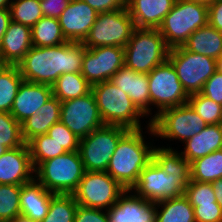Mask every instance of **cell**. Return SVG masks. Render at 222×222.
<instances>
[{"label":"cell","instance_id":"10","mask_svg":"<svg viewBox=\"0 0 222 222\" xmlns=\"http://www.w3.org/2000/svg\"><path fill=\"white\" fill-rule=\"evenodd\" d=\"M127 131L121 126L104 125L80 139L78 152L85 171H106L119 139Z\"/></svg>","mask_w":222,"mask_h":222},{"label":"cell","instance_id":"38","mask_svg":"<svg viewBox=\"0 0 222 222\" xmlns=\"http://www.w3.org/2000/svg\"><path fill=\"white\" fill-rule=\"evenodd\" d=\"M0 144L7 149L25 145L21 123L8 112H0Z\"/></svg>","mask_w":222,"mask_h":222},{"label":"cell","instance_id":"6","mask_svg":"<svg viewBox=\"0 0 222 222\" xmlns=\"http://www.w3.org/2000/svg\"><path fill=\"white\" fill-rule=\"evenodd\" d=\"M169 51L158 29L135 28L124 47V65L137 73L148 74L168 59Z\"/></svg>","mask_w":222,"mask_h":222},{"label":"cell","instance_id":"19","mask_svg":"<svg viewBox=\"0 0 222 222\" xmlns=\"http://www.w3.org/2000/svg\"><path fill=\"white\" fill-rule=\"evenodd\" d=\"M110 81L126 93L145 116L152 115L147 74L137 73L124 65L110 78Z\"/></svg>","mask_w":222,"mask_h":222},{"label":"cell","instance_id":"52","mask_svg":"<svg viewBox=\"0 0 222 222\" xmlns=\"http://www.w3.org/2000/svg\"><path fill=\"white\" fill-rule=\"evenodd\" d=\"M8 66V64L4 61L1 53H0V72L6 68Z\"/></svg>","mask_w":222,"mask_h":222},{"label":"cell","instance_id":"27","mask_svg":"<svg viewBox=\"0 0 222 222\" xmlns=\"http://www.w3.org/2000/svg\"><path fill=\"white\" fill-rule=\"evenodd\" d=\"M156 207V222H195L193 206L184 195L159 201Z\"/></svg>","mask_w":222,"mask_h":222},{"label":"cell","instance_id":"16","mask_svg":"<svg viewBox=\"0 0 222 222\" xmlns=\"http://www.w3.org/2000/svg\"><path fill=\"white\" fill-rule=\"evenodd\" d=\"M98 13L82 0H71L58 18L62 33L67 41L83 42Z\"/></svg>","mask_w":222,"mask_h":222},{"label":"cell","instance_id":"5","mask_svg":"<svg viewBox=\"0 0 222 222\" xmlns=\"http://www.w3.org/2000/svg\"><path fill=\"white\" fill-rule=\"evenodd\" d=\"M208 24V5L188 0H176L171 11L158 28L167 46H183L198 28Z\"/></svg>","mask_w":222,"mask_h":222},{"label":"cell","instance_id":"36","mask_svg":"<svg viewBox=\"0 0 222 222\" xmlns=\"http://www.w3.org/2000/svg\"><path fill=\"white\" fill-rule=\"evenodd\" d=\"M10 12L12 21L29 27H33L43 17L39 0H14Z\"/></svg>","mask_w":222,"mask_h":222},{"label":"cell","instance_id":"14","mask_svg":"<svg viewBox=\"0 0 222 222\" xmlns=\"http://www.w3.org/2000/svg\"><path fill=\"white\" fill-rule=\"evenodd\" d=\"M60 122L79 139L105 125L92 92L61 102Z\"/></svg>","mask_w":222,"mask_h":222},{"label":"cell","instance_id":"8","mask_svg":"<svg viewBox=\"0 0 222 222\" xmlns=\"http://www.w3.org/2000/svg\"><path fill=\"white\" fill-rule=\"evenodd\" d=\"M191 181V176L167 175L152 159L140 173L131 191L143 199L159 202L168 198L181 197Z\"/></svg>","mask_w":222,"mask_h":222},{"label":"cell","instance_id":"7","mask_svg":"<svg viewBox=\"0 0 222 222\" xmlns=\"http://www.w3.org/2000/svg\"><path fill=\"white\" fill-rule=\"evenodd\" d=\"M207 123L194 111L189 103L162 110L147 124L148 133L167 140L184 143L199 134Z\"/></svg>","mask_w":222,"mask_h":222},{"label":"cell","instance_id":"48","mask_svg":"<svg viewBox=\"0 0 222 222\" xmlns=\"http://www.w3.org/2000/svg\"><path fill=\"white\" fill-rule=\"evenodd\" d=\"M211 186L214 191L216 201L222 208V178L211 182Z\"/></svg>","mask_w":222,"mask_h":222},{"label":"cell","instance_id":"1","mask_svg":"<svg viewBox=\"0 0 222 222\" xmlns=\"http://www.w3.org/2000/svg\"><path fill=\"white\" fill-rule=\"evenodd\" d=\"M82 42L36 47L33 46L17 64L24 81L51 85L63 73L81 72L85 52Z\"/></svg>","mask_w":222,"mask_h":222},{"label":"cell","instance_id":"22","mask_svg":"<svg viewBox=\"0 0 222 222\" xmlns=\"http://www.w3.org/2000/svg\"><path fill=\"white\" fill-rule=\"evenodd\" d=\"M32 47L31 27L11 21L0 44L4 61L17 65Z\"/></svg>","mask_w":222,"mask_h":222},{"label":"cell","instance_id":"30","mask_svg":"<svg viewBox=\"0 0 222 222\" xmlns=\"http://www.w3.org/2000/svg\"><path fill=\"white\" fill-rule=\"evenodd\" d=\"M191 181L211 183L222 178V149L190 163Z\"/></svg>","mask_w":222,"mask_h":222},{"label":"cell","instance_id":"33","mask_svg":"<svg viewBox=\"0 0 222 222\" xmlns=\"http://www.w3.org/2000/svg\"><path fill=\"white\" fill-rule=\"evenodd\" d=\"M77 207L73 194H53L48 213L40 222H74Z\"/></svg>","mask_w":222,"mask_h":222},{"label":"cell","instance_id":"31","mask_svg":"<svg viewBox=\"0 0 222 222\" xmlns=\"http://www.w3.org/2000/svg\"><path fill=\"white\" fill-rule=\"evenodd\" d=\"M23 81L17 65H8L0 72V112L10 113Z\"/></svg>","mask_w":222,"mask_h":222},{"label":"cell","instance_id":"41","mask_svg":"<svg viewBox=\"0 0 222 222\" xmlns=\"http://www.w3.org/2000/svg\"><path fill=\"white\" fill-rule=\"evenodd\" d=\"M195 222H222V208L218 203L192 205Z\"/></svg>","mask_w":222,"mask_h":222},{"label":"cell","instance_id":"23","mask_svg":"<svg viewBox=\"0 0 222 222\" xmlns=\"http://www.w3.org/2000/svg\"><path fill=\"white\" fill-rule=\"evenodd\" d=\"M53 193L46 190L35 178L21 185V215L40 222L47 215Z\"/></svg>","mask_w":222,"mask_h":222},{"label":"cell","instance_id":"35","mask_svg":"<svg viewBox=\"0 0 222 222\" xmlns=\"http://www.w3.org/2000/svg\"><path fill=\"white\" fill-rule=\"evenodd\" d=\"M21 185L0 184V222H10L21 215Z\"/></svg>","mask_w":222,"mask_h":222},{"label":"cell","instance_id":"2","mask_svg":"<svg viewBox=\"0 0 222 222\" xmlns=\"http://www.w3.org/2000/svg\"><path fill=\"white\" fill-rule=\"evenodd\" d=\"M142 132V129L128 130L119 139L106 170L125 190H131L153 159L155 146L144 140Z\"/></svg>","mask_w":222,"mask_h":222},{"label":"cell","instance_id":"32","mask_svg":"<svg viewBox=\"0 0 222 222\" xmlns=\"http://www.w3.org/2000/svg\"><path fill=\"white\" fill-rule=\"evenodd\" d=\"M153 159L161 166L167 175L191 176L190 162L172 147H155Z\"/></svg>","mask_w":222,"mask_h":222},{"label":"cell","instance_id":"4","mask_svg":"<svg viewBox=\"0 0 222 222\" xmlns=\"http://www.w3.org/2000/svg\"><path fill=\"white\" fill-rule=\"evenodd\" d=\"M85 173L78 151L41 162L34 170V178L53 194H73Z\"/></svg>","mask_w":222,"mask_h":222},{"label":"cell","instance_id":"51","mask_svg":"<svg viewBox=\"0 0 222 222\" xmlns=\"http://www.w3.org/2000/svg\"><path fill=\"white\" fill-rule=\"evenodd\" d=\"M216 71L222 73V55L218 59H216Z\"/></svg>","mask_w":222,"mask_h":222},{"label":"cell","instance_id":"34","mask_svg":"<svg viewBox=\"0 0 222 222\" xmlns=\"http://www.w3.org/2000/svg\"><path fill=\"white\" fill-rule=\"evenodd\" d=\"M30 151L31 161L34 169L46 160L67 153L57 142L47 134L38 135L27 143Z\"/></svg>","mask_w":222,"mask_h":222},{"label":"cell","instance_id":"39","mask_svg":"<svg viewBox=\"0 0 222 222\" xmlns=\"http://www.w3.org/2000/svg\"><path fill=\"white\" fill-rule=\"evenodd\" d=\"M184 196L191 205L217 203L211 183L190 181Z\"/></svg>","mask_w":222,"mask_h":222},{"label":"cell","instance_id":"45","mask_svg":"<svg viewBox=\"0 0 222 222\" xmlns=\"http://www.w3.org/2000/svg\"><path fill=\"white\" fill-rule=\"evenodd\" d=\"M92 7L98 14L126 8L125 0H82Z\"/></svg>","mask_w":222,"mask_h":222},{"label":"cell","instance_id":"53","mask_svg":"<svg viewBox=\"0 0 222 222\" xmlns=\"http://www.w3.org/2000/svg\"><path fill=\"white\" fill-rule=\"evenodd\" d=\"M188 1L201 2V3L209 5V4L213 3L215 0H188Z\"/></svg>","mask_w":222,"mask_h":222},{"label":"cell","instance_id":"47","mask_svg":"<svg viewBox=\"0 0 222 222\" xmlns=\"http://www.w3.org/2000/svg\"><path fill=\"white\" fill-rule=\"evenodd\" d=\"M11 21L10 9H0V44Z\"/></svg>","mask_w":222,"mask_h":222},{"label":"cell","instance_id":"28","mask_svg":"<svg viewBox=\"0 0 222 222\" xmlns=\"http://www.w3.org/2000/svg\"><path fill=\"white\" fill-rule=\"evenodd\" d=\"M53 96L63 102L79 98L91 92L92 85L84 78L81 72L63 73L52 84Z\"/></svg>","mask_w":222,"mask_h":222},{"label":"cell","instance_id":"37","mask_svg":"<svg viewBox=\"0 0 222 222\" xmlns=\"http://www.w3.org/2000/svg\"><path fill=\"white\" fill-rule=\"evenodd\" d=\"M188 103L207 125L222 124V105L195 93L189 95Z\"/></svg>","mask_w":222,"mask_h":222},{"label":"cell","instance_id":"46","mask_svg":"<svg viewBox=\"0 0 222 222\" xmlns=\"http://www.w3.org/2000/svg\"><path fill=\"white\" fill-rule=\"evenodd\" d=\"M208 24L222 32V0L208 5Z\"/></svg>","mask_w":222,"mask_h":222},{"label":"cell","instance_id":"13","mask_svg":"<svg viewBox=\"0 0 222 222\" xmlns=\"http://www.w3.org/2000/svg\"><path fill=\"white\" fill-rule=\"evenodd\" d=\"M125 191L106 171H85L73 196L78 205L108 210Z\"/></svg>","mask_w":222,"mask_h":222},{"label":"cell","instance_id":"15","mask_svg":"<svg viewBox=\"0 0 222 222\" xmlns=\"http://www.w3.org/2000/svg\"><path fill=\"white\" fill-rule=\"evenodd\" d=\"M124 47L100 46L86 48L82 60L81 74L91 84L109 81L124 66Z\"/></svg>","mask_w":222,"mask_h":222},{"label":"cell","instance_id":"54","mask_svg":"<svg viewBox=\"0 0 222 222\" xmlns=\"http://www.w3.org/2000/svg\"><path fill=\"white\" fill-rule=\"evenodd\" d=\"M8 149L0 144V156L4 154Z\"/></svg>","mask_w":222,"mask_h":222},{"label":"cell","instance_id":"21","mask_svg":"<svg viewBox=\"0 0 222 222\" xmlns=\"http://www.w3.org/2000/svg\"><path fill=\"white\" fill-rule=\"evenodd\" d=\"M176 0H127L126 7L136 28L158 29Z\"/></svg>","mask_w":222,"mask_h":222},{"label":"cell","instance_id":"24","mask_svg":"<svg viewBox=\"0 0 222 222\" xmlns=\"http://www.w3.org/2000/svg\"><path fill=\"white\" fill-rule=\"evenodd\" d=\"M61 101L52 97L33 116L28 117L21 123L22 136L27 144L38 135L48 133V130L60 121Z\"/></svg>","mask_w":222,"mask_h":222},{"label":"cell","instance_id":"18","mask_svg":"<svg viewBox=\"0 0 222 222\" xmlns=\"http://www.w3.org/2000/svg\"><path fill=\"white\" fill-rule=\"evenodd\" d=\"M156 208L155 202L126 190L107 214L110 222H156Z\"/></svg>","mask_w":222,"mask_h":222},{"label":"cell","instance_id":"20","mask_svg":"<svg viewBox=\"0 0 222 222\" xmlns=\"http://www.w3.org/2000/svg\"><path fill=\"white\" fill-rule=\"evenodd\" d=\"M52 97L51 85L23 81L10 113L19 123H22L28 117L37 113L39 108Z\"/></svg>","mask_w":222,"mask_h":222},{"label":"cell","instance_id":"17","mask_svg":"<svg viewBox=\"0 0 222 222\" xmlns=\"http://www.w3.org/2000/svg\"><path fill=\"white\" fill-rule=\"evenodd\" d=\"M34 170L27 144L8 149L0 156V184H26L34 179Z\"/></svg>","mask_w":222,"mask_h":222},{"label":"cell","instance_id":"49","mask_svg":"<svg viewBox=\"0 0 222 222\" xmlns=\"http://www.w3.org/2000/svg\"><path fill=\"white\" fill-rule=\"evenodd\" d=\"M10 222H36V221H33L32 219H30L26 216L18 215L13 220H11Z\"/></svg>","mask_w":222,"mask_h":222},{"label":"cell","instance_id":"29","mask_svg":"<svg viewBox=\"0 0 222 222\" xmlns=\"http://www.w3.org/2000/svg\"><path fill=\"white\" fill-rule=\"evenodd\" d=\"M32 45L36 47H49L68 42L64 37L59 20L42 17L31 27Z\"/></svg>","mask_w":222,"mask_h":222},{"label":"cell","instance_id":"43","mask_svg":"<svg viewBox=\"0 0 222 222\" xmlns=\"http://www.w3.org/2000/svg\"><path fill=\"white\" fill-rule=\"evenodd\" d=\"M200 93L222 105V73L216 71L206 81Z\"/></svg>","mask_w":222,"mask_h":222},{"label":"cell","instance_id":"40","mask_svg":"<svg viewBox=\"0 0 222 222\" xmlns=\"http://www.w3.org/2000/svg\"><path fill=\"white\" fill-rule=\"evenodd\" d=\"M47 135L63 147L67 152L78 151L80 139L62 122L55 123Z\"/></svg>","mask_w":222,"mask_h":222},{"label":"cell","instance_id":"44","mask_svg":"<svg viewBox=\"0 0 222 222\" xmlns=\"http://www.w3.org/2000/svg\"><path fill=\"white\" fill-rule=\"evenodd\" d=\"M71 0H42L40 8L44 17L58 19L62 12L68 7Z\"/></svg>","mask_w":222,"mask_h":222},{"label":"cell","instance_id":"42","mask_svg":"<svg viewBox=\"0 0 222 222\" xmlns=\"http://www.w3.org/2000/svg\"><path fill=\"white\" fill-rule=\"evenodd\" d=\"M74 222H110L107 210L78 205Z\"/></svg>","mask_w":222,"mask_h":222},{"label":"cell","instance_id":"25","mask_svg":"<svg viewBox=\"0 0 222 222\" xmlns=\"http://www.w3.org/2000/svg\"><path fill=\"white\" fill-rule=\"evenodd\" d=\"M180 154L190 163L216 150L222 149V124L207 125L195 136L184 142Z\"/></svg>","mask_w":222,"mask_h":222},{"label":"cell","instance_id":"26","mask_svg":"<svg viewBox=\"0 0 222 222\" xmlns=\"http://www.w3.org/2000/svg\"><path fill=\"white\" fill-rule=\"evenodd\" d=\"M182 47L188 51L218 59L222 55V32L207 24L193 32Z\"/></svg>","mask_w":222,"mask_h":222},{"label":"cell","instance_id":"12","mask_svg":"<svg viewBox=\"0 0 222 222\" xmlns=\"http://www.w3.org/2000/svg\"><path fill=\"white\" fill-rule=\"evenodd\" d=\"M168 59L188 95L200 93L206 81L216 72V59L188 51L182 46L170 49Z\"/></svg>","mask_w":222,"mask_h":222},{"label":"cell","instance_id":"3","mask_svg":"<svg viewBox=\"0 0 222 222\" xmlns=\"http://www.w3.org/2000/svg\"><path fill=\"white\" fill-rule=\"evenodd\" d=\"M91 92L105 125L121 126L128 130L142 129L139 119L145 115L110 80L92 85Z\"/></svg>","mask_w":222,"mask_h":222},{"label":"cell","instance_id":"50","mask_svg":"<svg viewBox=\"0 0 222 222\" xmlns=\"http://www.w3.org/2000/svg\"><path fill=\"white\" fill-rule=\"evenodd\" d=\"M14 0H0V9H10Z\"/></svg>","mask_w":222,"mask_h":222},{"label":"cell","instance_id":"11","mask_svg":"<svg viewBox=\"0 0 222 222\" xmlns=\"http://www.w3.org/2000/svg\"><path fill=\"white\" fill-rule=\"evenodd\" d=\"M151 106L158 111L150 121L162 110L188 103L189 95L184 90L172 62L167 59L156 66L148 74Z\"/></svg>","mask_w":222,"mask_h":222},{"label":"cell","instance_id":"9","mask_svg":"<svg viewBox=\"0 0 222 222\" xmlns=\"http://www.w3.org/2000/svg\"><path fill=\"white\" fill-rule=\"evenodd\" d=\"M135 28L127 7L99 13L89 34L82 43L86 48L100 46L125 47Z\"/></svg>","mask_w":222,"mask_h":222}]
</instances>
